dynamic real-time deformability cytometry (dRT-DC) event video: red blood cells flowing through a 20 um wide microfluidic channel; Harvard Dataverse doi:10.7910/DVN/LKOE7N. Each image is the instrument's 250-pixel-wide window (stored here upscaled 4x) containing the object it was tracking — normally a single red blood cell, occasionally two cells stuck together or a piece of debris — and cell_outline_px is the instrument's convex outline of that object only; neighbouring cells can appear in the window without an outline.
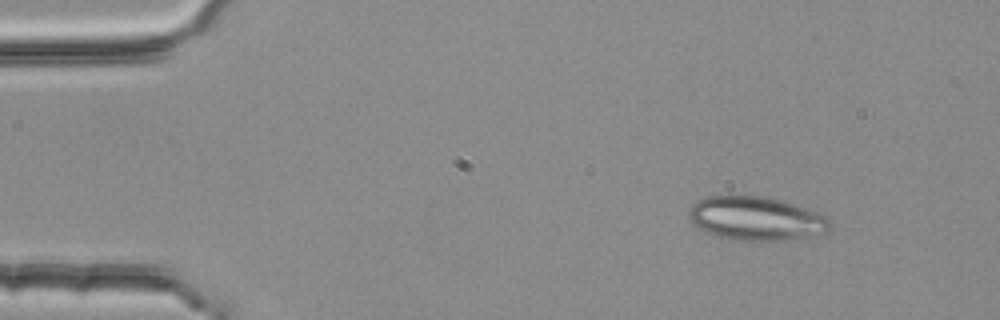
{"species": "common noctule bat (a hibernating species)", "species_latin": "Nyctalus noctula", "temperature_condition": "room temperature", "stored_images_in_passage": 5, "segment_of_instrument_passage": [1, 2], "camera_frame_rate_fps": 3000, "um_per_image_px": 0.085, "animal": {"sex": "female", "body_mass_g": 25.1}, "frame": {"image": 1, "passage_image": 1, "time_ms": 0.0, "image_size_px": [1000, 320], "cell_outline_px": [[832, 228], [828, 232], [804, 236], [776, 240], [736, 240], [720, 236], [708, 232], [692, 224], [688, 216], [688, 212], [692, 204], [708, 196], [768, 196], [816, 212], [824, 216], [828, 220]], "centroid_in_image_um": [64.22, 18.56], "position_along_channel_um": 20.8, "area_um2": 35.26}}